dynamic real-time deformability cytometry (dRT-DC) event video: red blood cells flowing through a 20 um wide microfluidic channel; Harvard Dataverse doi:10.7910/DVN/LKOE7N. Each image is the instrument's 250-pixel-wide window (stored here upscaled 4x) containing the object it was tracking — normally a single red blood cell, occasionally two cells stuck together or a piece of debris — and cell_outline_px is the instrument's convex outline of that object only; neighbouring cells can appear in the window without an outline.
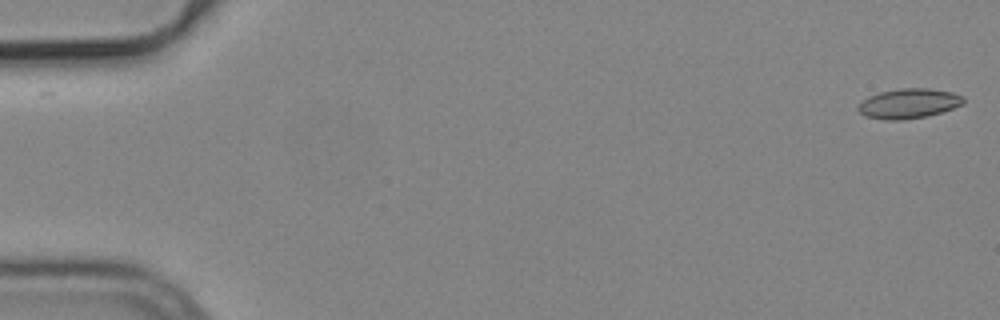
{"species": "common noctule bat (a hibernating species)", "species_latin": "Nyctalus noctula", "temperature_condition": "cold", "stored_images_in_passage": 6, "camera_frame_rate_fps": 3000, "um_per_image_px": 0.085, "animal": {"sex": "male", "body_mass_g": 19.2, "forearm_length_mm": 51.8}, "frame": {"image": 1, "passage_image": 1, "time_ms": 0.0, "image_size_px": [1000, 320], "cell_outline_px": [[964, 104], [928, 116], [900, 120], [888, 120], [864, 116], [856, 108], [868, 96], [880, 92], [900, 88], [928, 88], [952, 92], [964, 96]], "centroid_in_image_um": [77.25, 8.79], "position_along_channel_um": 7.8, "area_um2": 18.26}}